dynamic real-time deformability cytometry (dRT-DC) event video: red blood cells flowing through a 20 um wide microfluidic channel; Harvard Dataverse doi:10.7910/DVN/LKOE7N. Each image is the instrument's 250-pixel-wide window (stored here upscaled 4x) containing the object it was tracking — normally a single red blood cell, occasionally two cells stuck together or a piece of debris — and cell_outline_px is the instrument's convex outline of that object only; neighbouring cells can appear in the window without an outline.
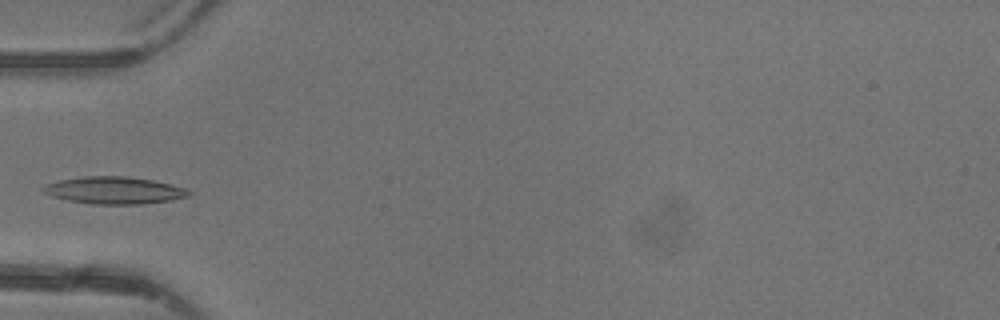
{"species": "common noctule bat (a hibernating species)", "species_latin": "Nyctalus noctula", "temperature_condition": "warm", "stored_images_in_passage": 4, "camera_frame_rate_fps": 3000, "um_per_image_px": 0.085, "animal": {"sex": "female"}, "frame": {"image": 1, "passage_image": 4, "time_ms": 3.667, "image_size_px": [1000, 320], "cell_outline_px": [[192, 196], [168, 200], [140, 204], [92, 204], [68, 200], [52, 196], [44, 192], [40, 188], [44, 184], [60, 180], [84, 176], [128, 176], [152, 180], [184, 188], [192, 192]], "centroid_in_image_um": [9.68, 16.17], "position_along_channel_um": 75.3, "area_um2": 22.95}}